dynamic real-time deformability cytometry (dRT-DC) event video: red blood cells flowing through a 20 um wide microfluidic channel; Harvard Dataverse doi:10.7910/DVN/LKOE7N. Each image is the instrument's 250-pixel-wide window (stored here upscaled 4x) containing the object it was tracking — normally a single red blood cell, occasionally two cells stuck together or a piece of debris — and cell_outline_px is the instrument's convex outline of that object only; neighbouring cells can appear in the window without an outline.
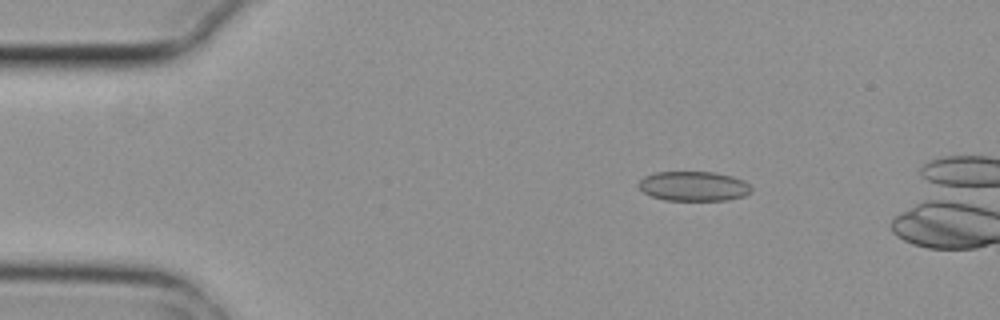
{"species": "common noctule bat (a hibernating species)", "species_latin": "Nyctalus noctula", "temperature_condition": "cold", "stored_images_in_passage": 5, "camera_frame_rate_fps": 3000, "um_per_image_px": 0.085, "animal": {"sex": "female", "body_mass_g": 29.2, "forearm_length_mm": 56.3}, "frame": {"image": 1, "passage_image": 3, "time_ms": 0.667, "image_size_px": [1000, 320], "cell_outline_px": [[752, 192], [744, 196], [728, 200], [664, 200], [652, 196], [644, 192], [636, 184], [644, 176], [656, 172], [716, 172], [732, 176], [744, 180], [752, 188]], "centroid_in_image_um": [58.97, 15.82], "position_along_channel_um": 26.0, "area_um2": 19.59}}